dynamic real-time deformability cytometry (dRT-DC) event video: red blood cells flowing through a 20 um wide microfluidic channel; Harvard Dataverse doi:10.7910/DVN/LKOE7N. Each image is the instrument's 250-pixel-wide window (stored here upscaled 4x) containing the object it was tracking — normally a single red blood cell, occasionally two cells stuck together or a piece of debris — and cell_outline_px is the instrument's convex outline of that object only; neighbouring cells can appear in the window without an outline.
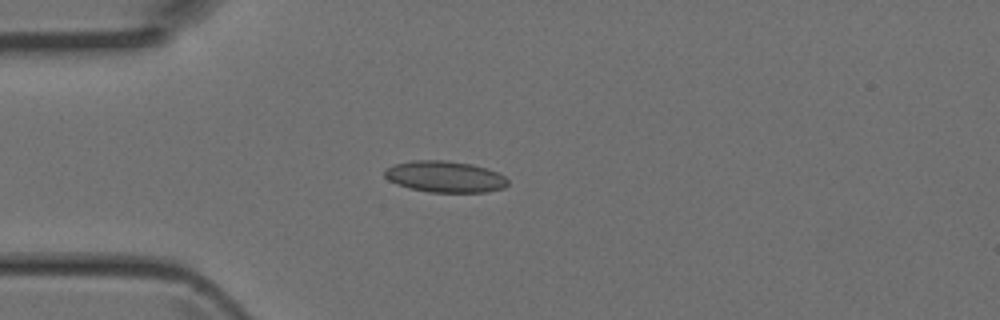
{"species": "Egyptian fruit bat (a non-hibernating species)", "species_latin": "Rousettus aegyptiacus", "temperature_condition": "room temperature", "stored_images_in_passage": 4, "camera_frame_rate_fps": 3000, "um_per_image_px": 0.085, "animal": {"sex": "female"}, "frame": {"image": 1, "passage_image": 3, "time_ms": 0.667, "image_size_px": [1000, 320], "cell_outline_px": [[508, 184], [504, 188], [484, 192], [428, 192], [408, 188], [396, 184], [388, 180], [384, 176], [384, 168], [392, 164], [412, 160], [448, 160], [472, 164], [488, 168], [504, 176], [508, 180]], "centroid_in_image_um": [37.78, 15.01], "position_along_channel_um": 47.2, "area_um2": 22.83}}
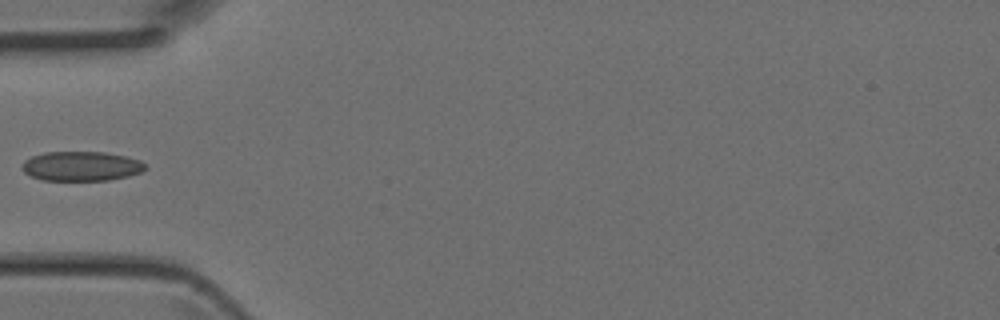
{"frame": {"image": 2, "passage_image": 4, "time_ms": 1.0, "image_size_px": [1000, 320], "cell_outline_px": [[148, 168], [140, 172], [128, 176], [108, 180], [44, 180], [32, 176], [24, 172], [20, 168], [20, 164], [24, 160], [32, 156], [44, 152], [104, 152], [124, 156], [140, 160]], "centroid_in_image_um": [6.88, 14.12], "position_along_channel_um": 78.1, "area_um2": 21.21}}